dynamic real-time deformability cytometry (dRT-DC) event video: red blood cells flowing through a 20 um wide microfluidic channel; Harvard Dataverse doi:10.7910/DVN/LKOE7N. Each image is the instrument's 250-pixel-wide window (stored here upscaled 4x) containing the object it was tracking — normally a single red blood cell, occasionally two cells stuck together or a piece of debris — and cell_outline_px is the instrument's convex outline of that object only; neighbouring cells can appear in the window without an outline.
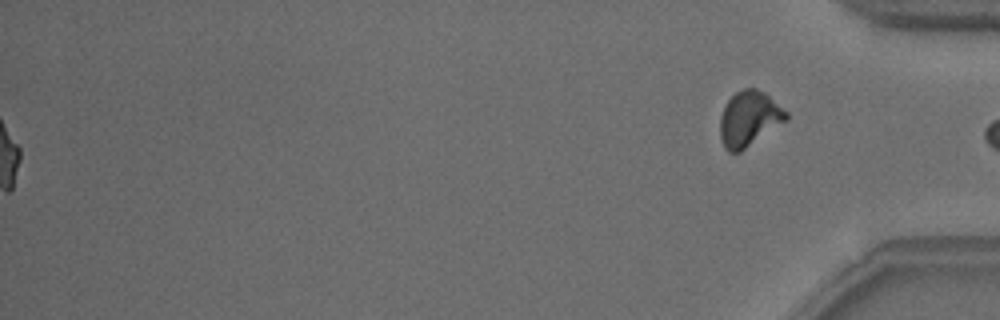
{"species": "common noctule bat (a hibernating species)", "species_latin": "Nyctalus noctula", "temperature_condition": "warm", "stored_images_in_passage": 53, "segment_of_instrument_passage": [2, 2], "camera_frame_rate_fps": 3000, "um_per_image_px": 0.085, "animal": {"sex": "male", "body_mass_g": 18.8}, "frame": {"image": 1, "passage_image": 53, "time_ms": 17.333, "image_size_px": [1000, 320], "cell_outline_px": [[788, 120], [740, 152], [728, 152], [724, 148], [720, 136], [720, 116], [728, 100], [736, 92], [744, 88], [756, 88], [764, 92], [788, 112]], "centroid_in_image_um": [63.68, 10.1], "position_along_channel_um": 371.5, "area_um2": 21.27}}